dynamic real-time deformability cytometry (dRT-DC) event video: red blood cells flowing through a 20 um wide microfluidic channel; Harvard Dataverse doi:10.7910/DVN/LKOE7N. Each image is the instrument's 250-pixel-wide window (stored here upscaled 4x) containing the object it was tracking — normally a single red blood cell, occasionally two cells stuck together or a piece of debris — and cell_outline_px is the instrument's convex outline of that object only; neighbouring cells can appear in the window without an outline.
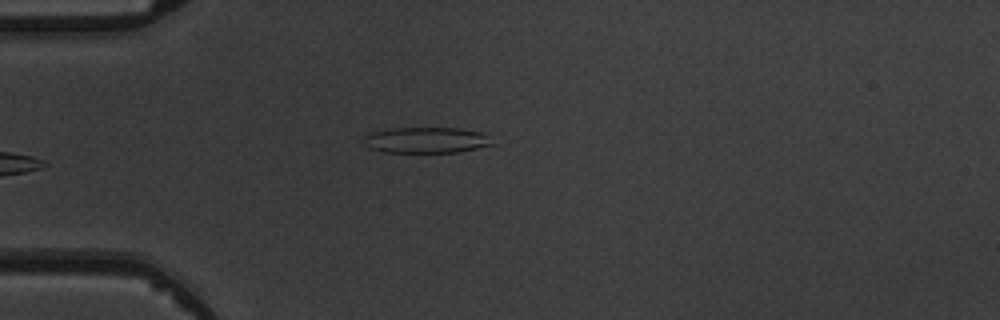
{"species": "common noctule bat (a hibernating species)", "species_latin": "Nyctalus noctula", "temperature_condition": "warm", "stored_images_in_passage": 5, "camera_frame_rate_fps": 3000, "um_per_image_px": 0.085, "animal": {"sex": "male", "body_mass_g": 19.5, "forearm_length_mm": 54.6}, "frame": {"image": 1, "passage_image": 5, "time_ms": 5.667, "image_size_px": [1000, 320], "cell_outline_px": [[496, 144], [460, 152], [384, 152], [368, 148], [364, 144], [364, 136], [372, 132], [392, 128], [460, 128], [480, 132]], "centroid_in_image_um": [36.21, 11.91], "position_along_channel_um": 48.8, "area_um2": 19.36}}